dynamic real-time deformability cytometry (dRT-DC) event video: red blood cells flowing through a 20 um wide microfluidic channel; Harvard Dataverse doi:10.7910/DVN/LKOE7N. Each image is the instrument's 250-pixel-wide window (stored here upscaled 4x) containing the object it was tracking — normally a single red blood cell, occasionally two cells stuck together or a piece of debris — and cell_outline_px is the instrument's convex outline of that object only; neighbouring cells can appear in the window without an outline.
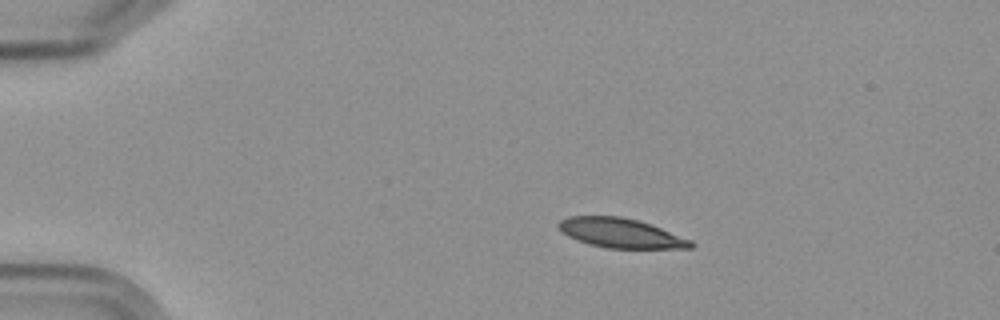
{"species": "Egyptian fruit bat (a non-hibernating species)", "species_latin": "Rousettus aegyptiacus", "temperature_condition": "cold", "stored_images_in_passage": 4, "camera_frame_rate_fps": 3000, "um_per_image_px": 0.085, "frame": {"image": 1, "passage_image": 2, "time_ms": 2.0, "image_size_px": [1000, 320], "cell_outline_px": [[696, 244], [692, 248], [608, 248], [588, 244], [568, 236], [556, 224], [560, 220], [568, 216], [620, 216], [652, 224], [692, 240]], "centroid_in_image_um": [52.8, 19.81], "position_along_channel_um": 32.2, "area_um2": 22.72}}